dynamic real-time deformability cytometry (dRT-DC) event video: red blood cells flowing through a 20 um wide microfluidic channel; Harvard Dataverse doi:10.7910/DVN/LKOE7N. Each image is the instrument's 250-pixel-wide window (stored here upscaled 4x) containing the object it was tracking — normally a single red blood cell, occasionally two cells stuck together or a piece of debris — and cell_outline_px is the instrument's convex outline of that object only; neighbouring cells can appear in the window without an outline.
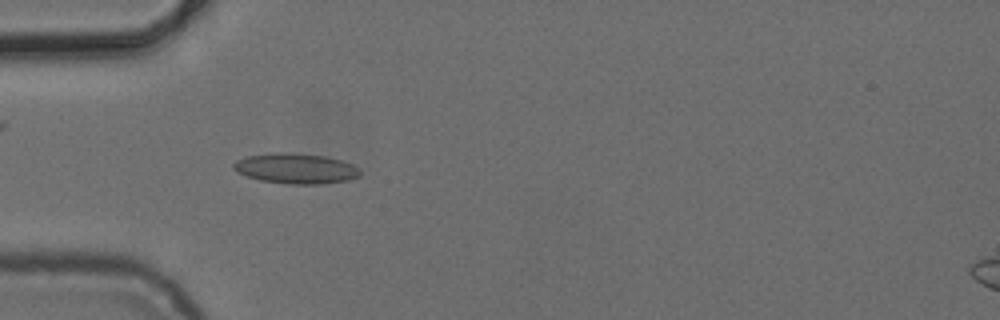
{"species": "common noctule bat (a hibernating species)", "species_latin": "Nyctalus noctula", "temperature_condition": "cold", "stored_images_in_passage": 5, "camera_frame_rate_fps": 3000, "um_per_image_px": 0.085, "animal": {"sex": "female", "body_mass_g": 24.6, "forearm_length_mm": 56.2}, "frame": {"image": 1, "passage_image": 4, "time_ms": 3.667, "image_size_px": [1000, 320], "cell_outline_px": [[360, 176], [348, 180], [316, 184], [292, 184], [260, 180], [236, 172], [232, 168], [232, 164], [236, 160], [248, 156], [272, 152], [284, 152], [324, 156], [340, 160], [352, 164], [360, 168]], "centroid_in_image_um": [25.12, 14.31], "position_along_channel_um": 59.9, "area_um2": 22.25}}
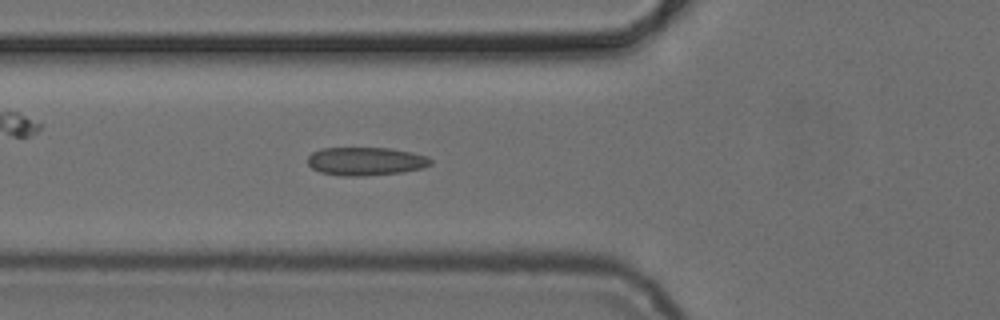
{"frame": {"image": 2, "passage_image": 5, "time_ms": 4.667, "image_size_px": [1000, 320], "cell_outline_px": [[432, 164], [424, 168], [404, 172], [364, 176], [340, 176], [320, 172], [312, 168], [308, 164], [308, 156], [312, 152], [320, 148], [388, 148], [412, 152], [428, 156], [432, 160]], "centroid_in_image_um": [31.1, 13.71], "position_along_channel_um": 94.7, "area_um2": 20.52}}